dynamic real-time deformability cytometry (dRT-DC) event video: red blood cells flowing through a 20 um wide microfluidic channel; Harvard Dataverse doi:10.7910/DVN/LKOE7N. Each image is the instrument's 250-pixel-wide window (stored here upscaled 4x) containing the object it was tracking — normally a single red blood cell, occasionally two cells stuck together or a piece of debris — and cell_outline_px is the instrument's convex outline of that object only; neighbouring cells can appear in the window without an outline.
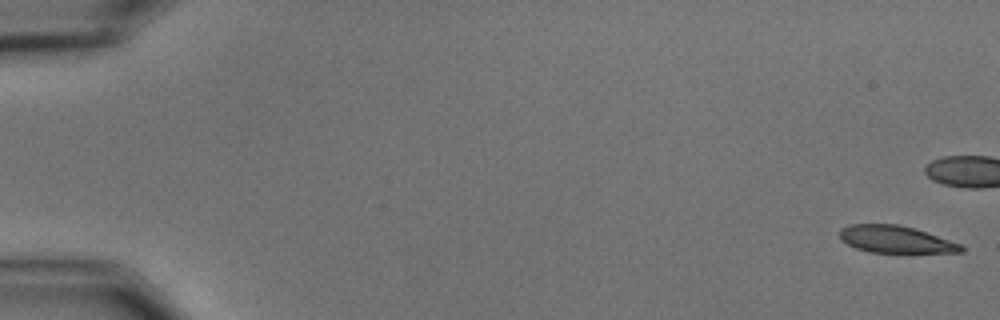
{"species": "common noctule bat (a hibernating species)", "species_latin": "Nyctalus noctula", "temperature_condition": "cold", "stored_images_in_passage": 58, "camera_frame_rate_fps": 3000, "um_per_image_px": 0.085, "animal": {"sex": "male", "body_mass_g": 15.6}, "frame": {"image": 1, "passage_image": 1, "time_ms": 0.0, "image_size_px": [1000, 320], "cell_outline_px": [[964, 252], [868, 252], [856, 248], [840, 240], [840, 228], [848, 224], [900, 224], [916, 228], [960, 244], [964, 248]], "centroid_in_image_um": [76.09, 20.33], "position_along_channel_um": 8.9, "area_um2": 19.19}}
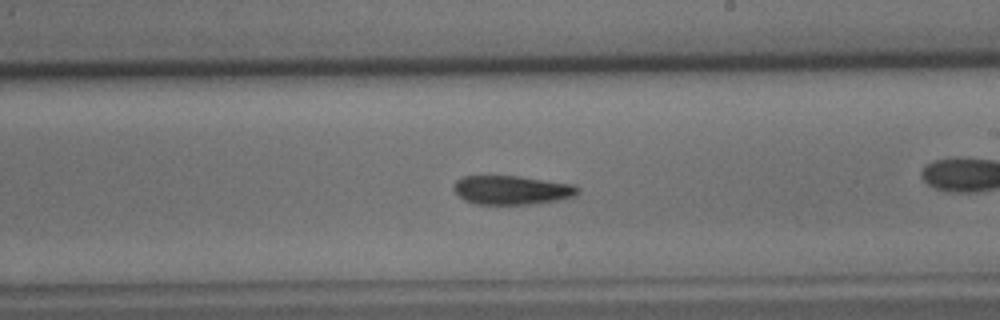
{"frame": {"image": 2, "passage_image": 34, "time_ms": 11.0, "image_size_px": [1000, 320], "cell_outline_px": [[580, 192], [576, 196], [556, 200], [532, 204], [476, 204], [464, 200], [452, 188], [456, 180], [464, 176], [520, 176], [576, 184], [580, 188]], "centroid_in_image_um": [43.55, 16.14], "position_along_channel_um": 245.5, "area_um2": 21.1}}
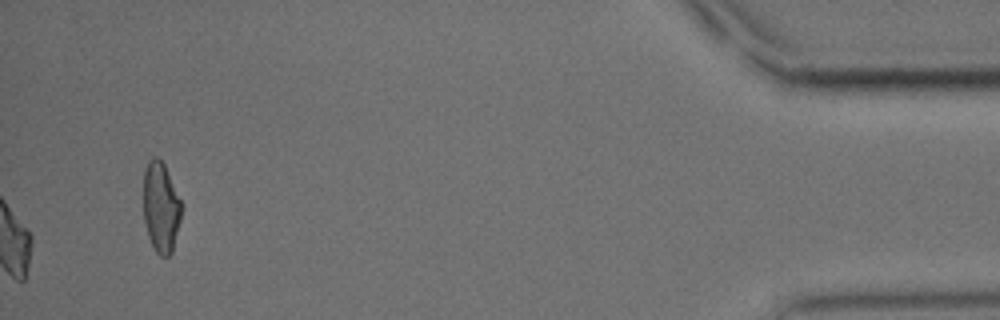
{"frame": {"image": 3, "passage_image": 58, "time_ms": 19.0, "image_size_px": [1000, 320], "cell_outline_px": [[184, 208], [172, 252], [168, 256], [160, 256], [156, 252], [148, 236], [144, 220], [144, 172], [148, 160], [152, 156], [156, 156], [164, 164], [184, 204]], "centroid_in_image_um": [13.71, 17.6], "position_along_channel_um": 421.5, "area_um2": 20.4}, "authors_computed_cell_mechanics": {"area_um2": 21.0392, "velocity_mm_per_s": 3.5537, "shape_relaxation_time_tau1_ms": 7.601, "shape_relaxation_time_tau2_ms": null, "deformation_change_tau1": 0.19, "deformation_change_tau2": null}}